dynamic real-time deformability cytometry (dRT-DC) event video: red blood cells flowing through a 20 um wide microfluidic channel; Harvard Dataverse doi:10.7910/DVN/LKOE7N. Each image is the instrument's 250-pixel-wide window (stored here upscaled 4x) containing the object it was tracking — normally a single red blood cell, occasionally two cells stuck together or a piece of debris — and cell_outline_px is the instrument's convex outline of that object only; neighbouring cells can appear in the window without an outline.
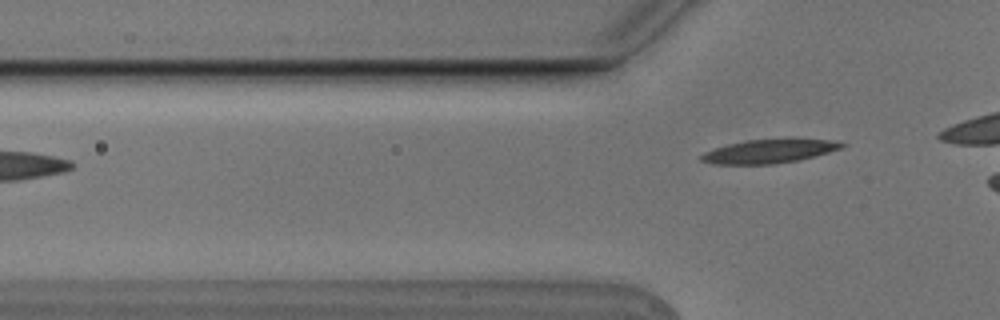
{"species": "Egyptian fruit bat (a non-hibernating species)", "species_latin": "Rousettus aegyptiacus", "temperature_condition": "cold", "stored_images_in_passage": 3, "segment_of_instrument_passage": [2, 2], "camera_frame_rate_fps": 3000, "um_per_image_px": 0.085, "animal": {"sex": "male"}, "frame": {"image": 1, "passage_image": 3, "time_ms": 0.667, "image_size_px": [1000, 320], "cell_outline_px": [[848, 144], [840, 148], [828, 152], [800, 160], [776, 164], [712, 164], [700, 160], [700, 156], [704, 152], [712, 148], [728, 144], [748, 140], [832, 140]], "centroid_in_image_um": [65.31, 12.88], "position_along_channel_um": 60.5, "area_um2": 19.07}}